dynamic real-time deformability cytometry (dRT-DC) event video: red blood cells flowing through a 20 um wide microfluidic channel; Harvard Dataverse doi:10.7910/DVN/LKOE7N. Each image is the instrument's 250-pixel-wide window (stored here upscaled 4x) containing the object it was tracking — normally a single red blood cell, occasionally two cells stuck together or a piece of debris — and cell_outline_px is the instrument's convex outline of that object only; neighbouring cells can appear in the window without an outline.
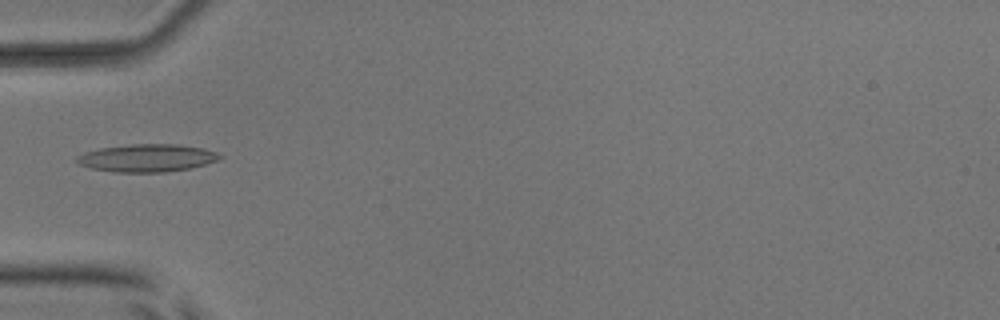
{"species": "common noctule bat (a hibernating species)", "species_latin": "Nyctalus noctula", "temperature_condition": "room temperature", "stored_images_in_passage": 5, "camera_frame_rate_fps": 3000, "um_per_image_px": 0.085, "animal": {"sex": "male", "body_mass_g": 17.9, "forearm_length_mm": 54.2}, "frame": {"image": 1, "passage_image": 5, "time_ms": 5.333, "image_size_px": [1000, 320], "cell_outline_px": [[224, 156], [216, 160], [192, 168], [164, 172], [112, 172], [92, 168], [80, 164], [72, 160], [76, 156], [84, 152], [100, 148], [132, 144], [176, 144], [204, 148], [216, 152]], "centroid_in_image_um": [12.46, 13.43], "position_along_channel_um": 72.5, "area_um2": 23.12}}